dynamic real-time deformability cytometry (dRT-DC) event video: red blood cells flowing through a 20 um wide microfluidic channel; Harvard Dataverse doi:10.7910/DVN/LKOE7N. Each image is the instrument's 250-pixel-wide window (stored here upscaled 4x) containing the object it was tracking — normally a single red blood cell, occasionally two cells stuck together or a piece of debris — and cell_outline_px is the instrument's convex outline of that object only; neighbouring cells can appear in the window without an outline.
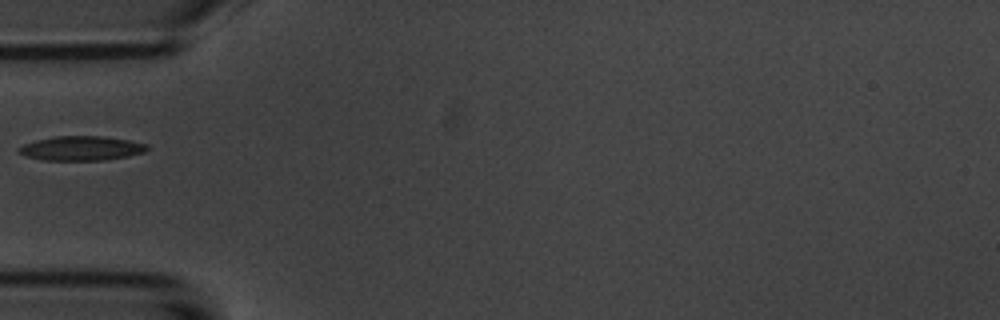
{"species": "common noctule bat (a hibernating species)", "species_latin": "Nyctalus noctula", "temperature_condition": "room temperature", "stored_images_in_passage": 5, "camera_frame_rate_fps": 3000, "um_per_image_px": 0.085, "animal": {"sex": "male", "body_mass_g": 20.1, "forearm_length_mm": 53.5}, "frame": {"image": 1, "passage_image": 5, "time_ms": 5.0, "image_size_px": [1000, 320], "cell_outline_px": [[148, 148], [144, 152], [128, 156], [100, 160], [44, 160], [28, 156], [16, 152], [16, 148], [24, 144], [36, 140], [56, 136], [100, 136], [128, 140], [148, 144]], "centroid_in_image_um": [6.88, 12.6], "position_along_channel_um": 78.1, "area_um2": 18.09}}